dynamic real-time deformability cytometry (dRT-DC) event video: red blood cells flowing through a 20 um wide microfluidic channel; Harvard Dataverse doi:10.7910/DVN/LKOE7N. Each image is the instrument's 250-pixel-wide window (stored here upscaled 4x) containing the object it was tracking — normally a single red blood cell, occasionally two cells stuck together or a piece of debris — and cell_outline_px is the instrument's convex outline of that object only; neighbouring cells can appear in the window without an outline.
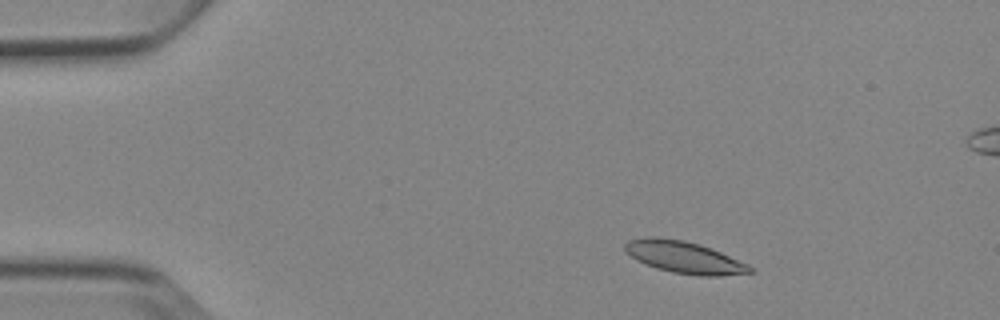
{"species": "Egyptian fruit bat (a non-hibernating species)", "species_latin": "Rousettus aegyptiacus", "temperature_condition": "cold", "stored_images_in_passage": 4, "camera_frame_rate_fps": 3000, "um_per_image_px": 0.085, "animal": {"sex": "female"}, "frame": {"image": 1, "passage_image": 1, "time_ms": 0.0, "image_size_px": [1000, 320], "cell_outline_px": [[756, 272], [720, 276], [700, 276], [672, 272], [656, 268], [644, 264], [636, 260], [624, 252], [624, 244], [628, 240], [644, 236], [656, 236], [684, 240], [700, 244], [720, 252], [748, 264], [756, 268]], "centroid_in_image_um": [58.14, 21.86], "position_along_channel_um": 26.9, "area_um2": 23.7}}